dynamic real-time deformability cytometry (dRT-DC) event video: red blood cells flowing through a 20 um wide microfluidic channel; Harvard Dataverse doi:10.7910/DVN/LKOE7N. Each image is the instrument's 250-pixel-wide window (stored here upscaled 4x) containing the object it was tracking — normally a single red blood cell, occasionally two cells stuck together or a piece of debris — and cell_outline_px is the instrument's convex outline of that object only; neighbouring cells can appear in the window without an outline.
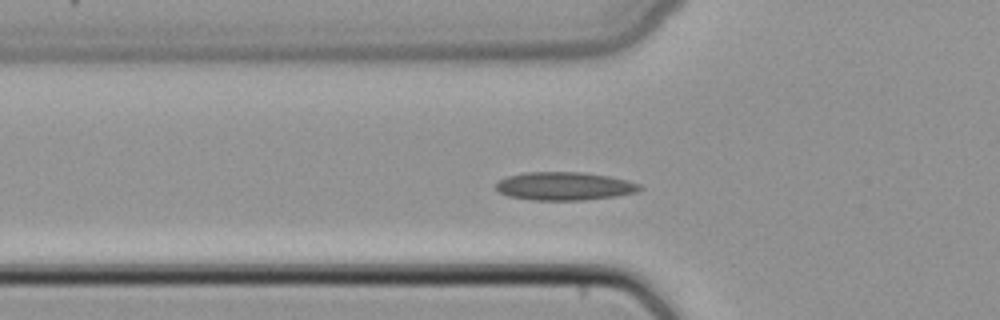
{"species": "common noctule bat (a hibernating species)", "species_latin": "Nyctalus noctula", "temperature_condition": "cold", "stored_images_in_passage": 37, "segment_of_instrument_passage": [1, 2], "camera_frame_rate_fps": 3000, "um_per_image_px": 0.085, "animal": {"sex": "female", "body_mass_g": 22.7, "forearm_length_mm": 54.2}, "frame": {"image": 1, "passage_image": 4, "time_ms": 1.0, "image_size_px": [1000, 320], "cell_outline_px": [[644, 188], [636, 192], [616, 196], [584, 200], [532, 200], [508, 196], [500, 192], [496, 188], [496, 184], [500, 180], [508, 176], [524, 172], [584, 172], [608, 176], [628, 180], [640, 184]], "centroid_in_image_um": [48.0, 15.82], "position_along_channel_um": 77.8, "area_um2": 23.7}}
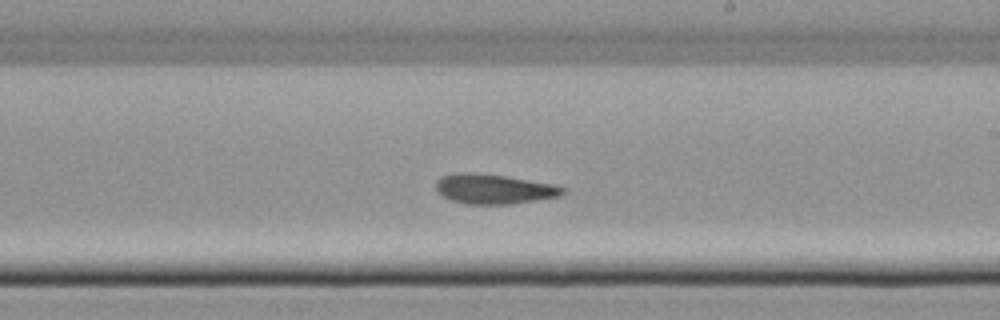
{"frame": {"image": 2, "passage_image": 16, "time_ms": 5.0, "image_size_px": [1000, 320], "cell_outline_px": [[564, 192], [560, 196], [512, 204], [464, 204], [452, 200], [444, 196], [436, 188], [436, 180], [440, 176], [460, 172], [472, 172], [504, 176], [552, 184], [564, 188]], "centroid_in_image_um": [41.95, 16.06], "position_along_channel_um": 247.1, "area_um2": 21.79}}
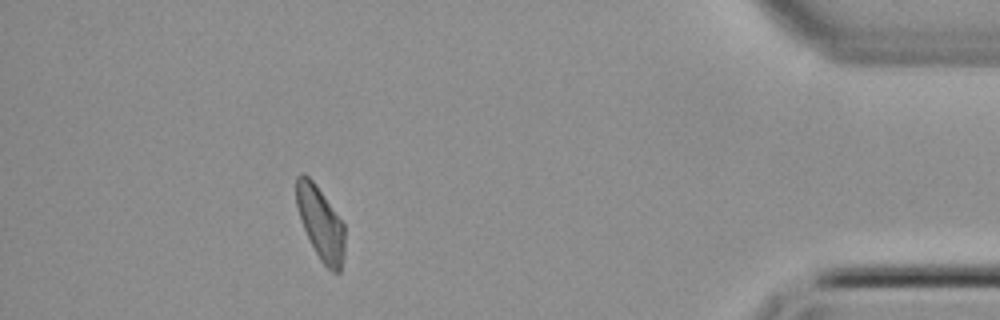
{"frame": {"image": 3, "passage_image": 31, "time_ms": 10.0, "image_size_px": [1000, 320], "cell_outline_px": [[344, 256], [340, 272], [332, 272], [320, 260], [300, 220], [296, 204], [296, 176], [300, 172], [304, 172], [312, 180], [344, 224]], "centroid_in_image_um": [27.23, 18.96], "position_along_channel_um": 408.0, "area_um2": 20.35}}